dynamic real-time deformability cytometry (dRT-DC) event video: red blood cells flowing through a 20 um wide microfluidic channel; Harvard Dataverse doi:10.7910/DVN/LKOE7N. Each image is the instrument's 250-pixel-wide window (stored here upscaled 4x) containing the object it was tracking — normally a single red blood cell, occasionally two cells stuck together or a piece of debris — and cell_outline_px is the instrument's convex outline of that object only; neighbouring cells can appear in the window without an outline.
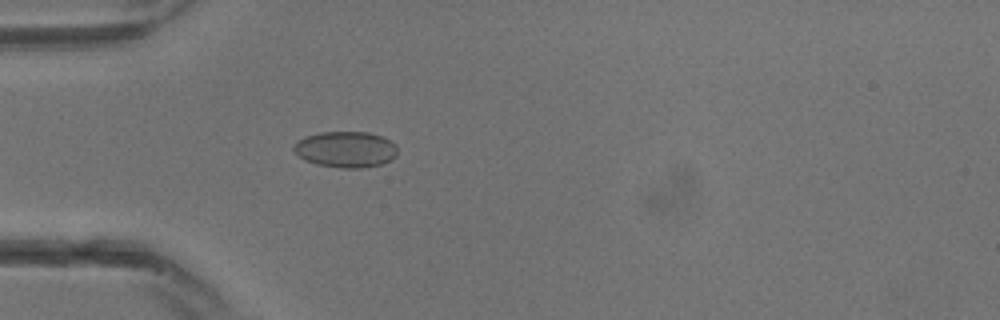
{"species": "common noctule bat (a hibernating species)", "species_latin": "Nyctalus noctula", "temperature_condition": "warm", "stored_images_in_passage": 20, "camera_frame_rate_fps": 3000, "um_per_image_px": 0.085, "animal": {"sex": "male", "body_mass_g": 13.3}, "frame": {"image": 1, "passage_image": 9, "time_ms": 2.667, "image_size_px": [1000, 320], "cell_outline_px": [[396, 156], [392, 160], [380, 164], [360, 168], [340, 168], [316, 164], [304, 160], [292, 148], [304, 136], [320, 132], [368, 132], [380, 136], [396, 144]], "centroid_in_image_um": [29.39, 12.7], "position_along_channel_um": 55.6, "area_um2": 21.68}}
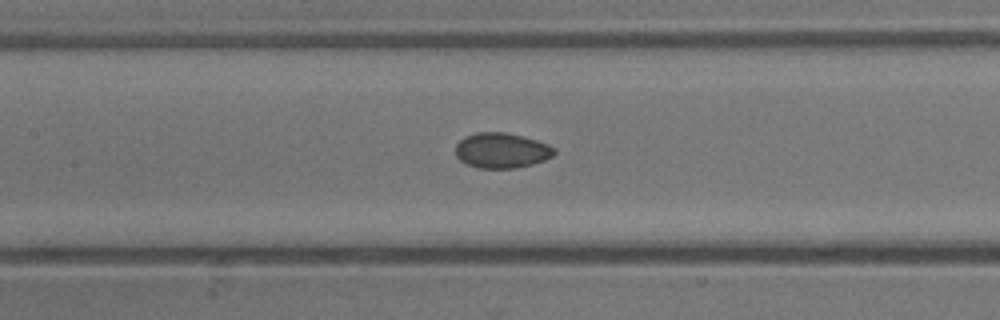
{"frame": {"image": 2, "passage_image": 14, "time_ms": 4.333, "image_size_px": [1000, 320], "cell_outline_px": [[556, 152], [552, 156], [544, 160], [532, 164], [516, 168], [480, 168], [468, 164], [460, 160], [456, 156], [456, 144], [464, 136], [476, 132], [504, 132], [536, 140], [548, 144], [556, 148]], "centroid_in_image_um": [42.63, 12.78], "position_along_channel_um": 164.8, "area_um2": 20.23}}
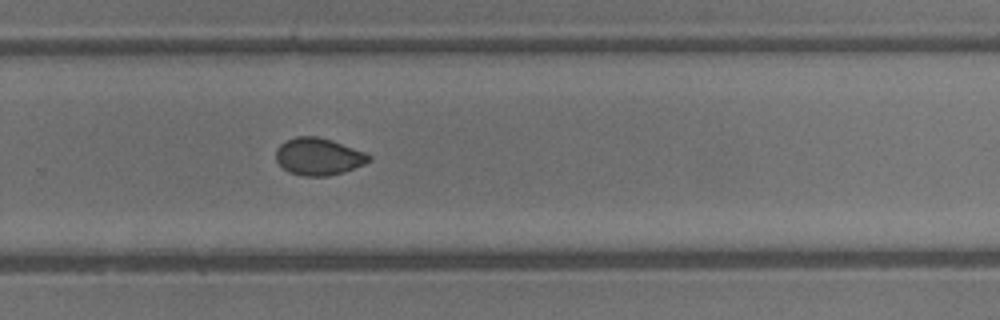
{"frame": {"image": 3, "passage_image": 20, "time_ms": 6.333, "image_size_px": [1000, 320], "cell_outline_px": [[372, 160], [364, 164], [344, 172], [328, 176], [304, 176], [288, 172], [276, 160], [276, 148], [280, 144], [296, 136], [316, 136], [332, 140], [364, 152], [372, 156]], "centroid_in_image_um": [27.08, 13.31], "position_along_channel_um": 302.7, "area_um2": 20.11}}